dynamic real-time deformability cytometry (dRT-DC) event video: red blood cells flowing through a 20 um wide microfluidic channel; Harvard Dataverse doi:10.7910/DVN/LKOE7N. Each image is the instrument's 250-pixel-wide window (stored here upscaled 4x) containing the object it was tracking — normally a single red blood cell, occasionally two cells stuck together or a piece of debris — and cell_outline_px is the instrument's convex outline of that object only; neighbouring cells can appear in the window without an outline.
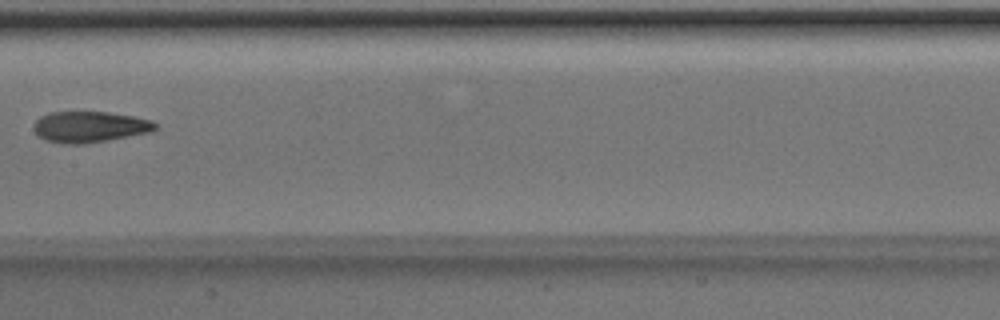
{"species": "Egyptian fruit bat (a non-hibernating species)", "species_latin": "Rousettus aegyptiacus", "temperature_condition": "room temperature", "stored_images_in_passage": 7, "camera_frame_rate_fps": 3000, "um_per_image_px": 0.085, "animal": {"sex": "male"}, "frame": {"image": 1, "passage_image": 7, "time_ms": 2.0, "image_size_px": [1000, 320], "cell_outline_px": [[160, 124], [152, 132], [108, 140], [84, 144], [64, 144], [44, 140], [32, 128], [32, 124], [40, 116], [48, 112], [108, 112], [136, 116], [152, 120]], "centroid_in_image_um": [7.65, 10.78], "position_along_channel_um": 199.8, "area_um2": 22.37}}